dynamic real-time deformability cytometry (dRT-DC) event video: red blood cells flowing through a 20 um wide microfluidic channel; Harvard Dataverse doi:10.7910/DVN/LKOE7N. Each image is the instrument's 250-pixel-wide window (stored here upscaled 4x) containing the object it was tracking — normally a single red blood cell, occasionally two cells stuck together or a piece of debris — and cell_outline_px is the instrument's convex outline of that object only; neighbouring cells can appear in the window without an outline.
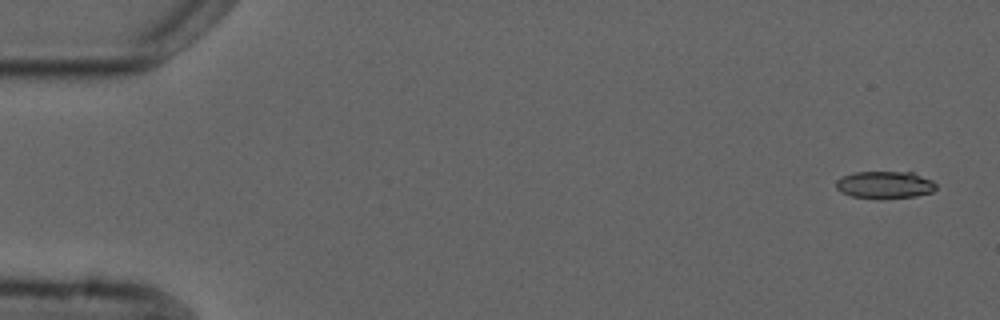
{"species": "common noctule bat (a hibernating species)", "species_latin": "Nyctalus noctula", "temperature_condition": "cold", "stored_images_in_passage": 5, "camera_frame_rate_fps": 3000, "um_per_image_px": 0.085, "animal": {"sex": "male", "forearm_length_mm": 52.5}, "frame": {"image": 1, "passage_image": 1, "time_ms": 0.0, "image_size_px": [1000, 320], "cell_outline_px": [[936, 188], [932, 192], [916, 196], [884, 200], [880, 200], [852, 196], [840, 192], [836, 188], [836, 180], [840, 176], [856, 172], [912, 172], [932, 180], [936, 184]], "centroid_in_image_um": [75.19, 15.73], "position_along_channel_um": 9.8, "area_um2": 16.3}}
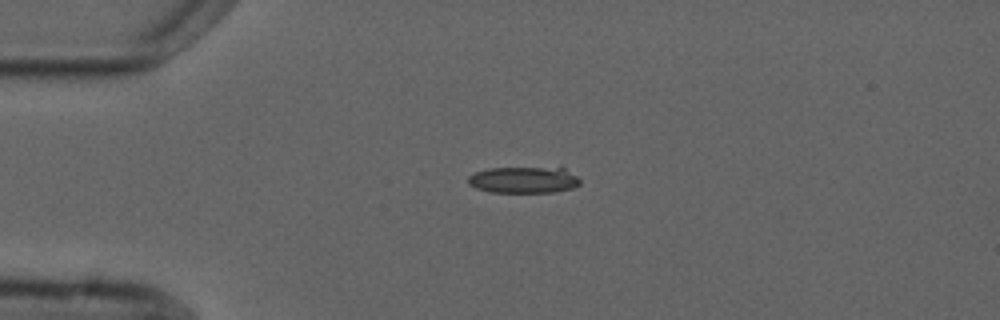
{"frame": {"image": 2, "passage_image": 4, "time_ms": 3.667, "image_size_px": [1000, 320], "cell_outline_px": [[580, 184], [572, 188], [552, 192], [488, 192], [476, 188], [468, 184], [468, 176], [476, 172], [488, 168], [564, 168], [576, 176], [580, 180]], "centroid_in_image_um": [44.49, 15.3], "position_along_channel_um": 40.5, "area_um2": 17.11}}